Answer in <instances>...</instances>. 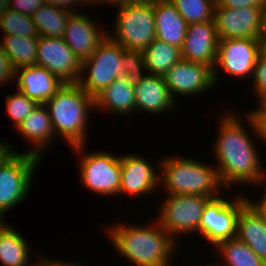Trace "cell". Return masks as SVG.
Instances as JSON below:
<instances>
[{
    "label": "cell",
    "mask_w": 266,
    "mask_h": 266,
    "mask_svg": "<svg viewBox=\"0 0 266 266\" xmlns=\"http://www.w3.org/2000/svg\"><path fill=\"white\" fill-rule=\"evenodd\" d=\"M225 114L218 123L219 135L213 146L217 158L216 170L223 187L230 189L232 184L262 185L265 177L262 161L248 130L243 127L238 115ZM218 166V167H217Z\"/></svg>",
    "instance_id": "1"
},
{
    "label": "cell",
    "mask_w": 266,
    "mask_h": 266,
    "mask_svg": "<svg viewBox=\"0 0 266 266\" xmlns=\"http://www.w3.org/2000/svg\"><path fill=\"white\" fill-rule=\"evenodd\" d=\"M154 223L109 226L112 246L136 266H170L177 239L174 240L156 220Z\"/></svg>",
    "instance_id": "2"
},
{
    "label": "cell",
    "mask_w": 266,
    "mask_h": 266,
    "mask_svg": "<svg viewBox=\"0 0 266 266\" xmlns=\"http://www.w3.org/2000/svg\"><path fill=\"white\" fill-rule=\"evenodd\" d=\"M49 112L55 136L62 137L71 147L86 145L88 112L94 98L78 83H65L44 104Z\"/></svg>",
    "instance_id": "3"
},
{
    "label": "cell",
    "mask_w": 266,
    "mask_h": 266,
    "mask_svg": "<svg viewBox=\"0 0 266 266\" xmlns=\"http://www.w3.org/2000/svg\"><path fill=\"white\" fill-rule=\"evenodd\" d=\"M159 163V183L163 181L166 195H204L211 199L217 197L224 188L215 165L211 167L181 156L165 157Z\"/></svg>",
    "instance_id": "4"
},
{
    "label": "cell",
    "mask_w": 266,
    "mask_h": 266,
    "mask_svg": "<svg viewBox=\"0 0 266 266\" xmlns=\"http://www.w3.org/2000/svg\"><path fill=\"white\" fill-rule=\"evenodd\" d=\"M114 33L108 36L124 49L143 52L156 38L153 0L118 6Z\"/></svg>",
    "instance_id": "5"
},
{
    "label": "cell",
    "mask_w": 266,
    "mask_h": 266,
    "mask_svg": "<svg viewBox=\"0 0 266 266\" xmlns=\"http://www.w3.org/2000/svg\"><path fill=\"white\" fill-rule=\"evenodd\" d=\"M122 54L123 47L107 35L94 53L82 62L78 84L94 98L116 78L126 77Z\"/></svg>",
    "instance_id": "6"
},
{
    "label": "cell",
    "mask_w": 266,
    "mask_h": 266,
    "mask_svg": "<svg viewBox=\"0 0 266 266\" xmlns=\"http://www.w3.org/2000/svg\"><path fill=\"white\" fill-rule=\"evenodd\" d=\"M85 144L72 149L81 157L80 183L89 191L102 196H117L121 180L120 156L109 152H86Z\"/></svg>",
    "instance_id": "7"
},
{
    "label": "cell",
    "mask_w": 266,
    "mask_h": 266,
    "mask_svg": "<svg viewBox=\"0 0 266 266\" xmlns=\"http://www.w3.org/2000/svg\"><path fill=\"white\" fill-rule=\"evenodd\" d=\"M41 159L25 151L14 153L0 166V216L28 197Z\"/></svg>",
    "instance_id": "8"
},
{
    "label": "cell",
    "mask_w": 266,
    "mask_h": 266,
    "mask_svg": "<svg viewBox=\"0 0 266 266\" xmlns=\"http://www.w3.org/2000/svg\"><path fill=\"white\" fill-rule=\"evenodd\" d=\"M234 198L231 201L219 195L205 204L199 233L215 247L222 241L236 237L238 215L248 201L246 194Z\"/></svg>",
    "instance_id": "9"
},
{
    "label": "cell",
    "mask_w": 266,
    "mask_h": 266,
    "mask_svg": "<svg viewBox=\"0 0 266 266\" xmlns=\"http://www.w3.org/2000/svg\"><path fill=\"white\" fill-rule=\"evenodd\" d=\"M160 204L156 221L175 240L177 235L199 232L205 204L204 195H167Z\"/></svg>",
    "instance_id": "10"
},
{
    "label": "cell",
    "mask_w": 266,
    "mask_h": 266,
    "mask_svg": "<svg viewBox=\"0 0 266 266\" xmlns=\"http://www.w3.org/2000/svg\"><path fill=\"white\" fill-rule=\"evenodd\" d=\"M262 52L260 39L232 38L219 40L216 68L213 69L215 86L219 79L218 67L235 79H245L253 76L254 66L259 54ZM218 71V72H217Z\"/></svg>",
    "instance_id": "11"
},
{
    "label": "cell",
    "mask_w": 266,
    "mask_h": 266,
    "mask_svg": "<svg viewBox=\"0 0 266 266\" xmlns=\"http://www.w3.org/2000/svg\"><path fill=\"white\" fill-rule=\"evenodd\" d=\"M37 65L64 83H78L80 79L82 63L63 38L39 36Z\"/></svg>",
    "instance_id": "12"
},
{
    "label": "cell",
    "mask_w": 266,
    "mask_h": 266,
    "mask_svg": "<svg viewBox=\"0 0 266 266\" xmlns=\"http://www.w3.org/2000/svg\"><path fill=\"white\" fill-rule=\"evenodd\" d=\"M264 11L243 7L230 9L215 4L214 21L219 40L232 38L260 39Z\"/></svg>",
    "instance_id": "13"
},
{
    "label": "cell",
    "mask_w": 266,
    "mask_h": 266,
    "mask_svg": "<svg viewBox=\"0 0 266 266\" xmlns=\"http://www.w3.org/2000/svg\"><path fill=\"white\" fill-rule=\"evenodd\" d=\"M170 95L177 102V96H194L215 86L213 70L202 63L181 60L164 75Z\"/></svg>",
    "instance_id": "14"
},
{
    "label": "cell",
    "mask_w": 266,
    "mask_h": 266,
    "mask_svg": "<svg viewBox=\"0 0 266 266\" xmlns=\"http://www.w3.org/2000/svg\"><path fill=\"white\" fill-rule=\"evenodd\" d=\"M219 37L214 20L193 23L187 26L182 59L190 62L202 63L215 68Z\"/></svg>",
    "instance_id": "15"
},
{
    "label": "cell",
    "mask_w": 266,
    "mask_h": 266,
    "mask_svg": "<svg viewBox=\"0 0 266 266\" xmlns=\"http://www.w3.org/2000/svg\"><path fill=\"white\" fill-rule=\"evenodd\" d=\"M137 154L120 155L121 180L119 195H147L159 187V175L152 163Z\"/></svg>",
    "instance_id": "16"
},
{
    "label": "cell",
    "mask_w": 266,
    "mask_h": 266,
    "mask_svg": "<svg viewBox=\"0 0 266 266\" xmlns=\"http://www.w3.org/2000/svg\"><path fill=\"white\" fill-rule=\"evenodd\" d=\"M97 25L80 11L73 12L68 19L63 39L81 63L94 53L108 35L106 30H100Z\"/></svg>",
    "instance_id": "17"
},
{
    "label": "cell",
    "mask_w": 266,
    "mask_h": 266,
    "mask_svg": "<svg viewBox=\"0 0 266 266\" xmlns=\"http://www.w3.org/2000/svg\"><path fill=\"white\" fill-rule=\"evenodd\" d=\"M18 91L38 104H45L65 84L45 67L32 65L15 69Z\"/></svg>",
    "instance_id": "18"
},
{
    "label": "cell",
    "mask_w": 266,
    "mask_h": 266,
    "mask_svg": "<svg viewBox=\"0 0 266 266\" xmlns=\"http://www.w3.org/2000/svg\"><path fill=\"white\" fill-rule=\"evenodd\" d=\"M136 113L145 111L149 114L165 113L175 108L177 103L170 95L164 76L146 74L142 81L133 85ZM140 109V110H139Z\"/></svg>",
    "instance_id": "19"
},
{
    "label": "cell",
    "mask_w": 266,
    "mask_h": 266,
    "mask_svg": "<svg viewBox=\"0 0 266 266\" xmlns=\"http://www.w3.org/2000/svg\"><path fill=\"white\" fill-rule=\"evenodd\" d=\"M16 130L34 146L27 153L40 159L44 150L50 146L49 143L56 137L48 109L44 104H38Z\"/></svg>",
    "instance_id": "20"
},
{
    "label": "cell",
    "mask_w": 266,
    "mask_h": 266,
    "mask_svg": "<svg viewBox=\"0 0 266 266\" xmlns=\"http://www.w3.org/2000/svg\"><path fill=\"white\" fill-rule=\"evenodd\" d=\"M156 39L183 47L188 23L170 0H153Z\"/></svg>",
    "instance_id": "21"
},
{
    "label": "cell",
    "mask_w": 266,
    "mask_h": 266,
    "mask_svg": "<svg viewBox=\"0 0 266 266\" xmlns=\"http://www.w3.org/2000/svg\"><path fill=\"white\" fill-rule=\"evenodd\" d=\"M103 109V110H102ZM129 115L136 111L133 85L127 77L116 78L108 87L94 97V109Z\"/></svg>",
    "instance_id": "22"
},
{
    "label": "cell",
    "mask_w": 266,
    "mask_h": 266,
    "mask_svg": "<svg viewBox=\"0 0 266 266\" xmlns=\"http://www.w3.org/2000/svg\"><path fill=\"white\" fill-rule=\"evenodd\" d=\"M236 237L266 262V221L247 203L237 219Z\"/></svg>",
    "instance_id": "23"
},
{
    "label": "cell",
    "mask_w": 266,
    "mask_h": 266,
    "mask_svg": "<svg viewBox=\"0 0 266 266\" xmlns=\"http://www.w3.org/2000/svg\"><path fill=\"white\" fill-rule=\"evenodd\" d=\"M146 73L164 76L169 69L182 60L181 48L154 39L142 52Z\"/></svg>",
    "instance_id": "24"
},
{
    "label": "cell",
    "mask_w": 266,
    "mask_h": 266,
    "mask_svg": "<svg viewBox=\"0 0 266 266\" xmlns=\"http://www.w3.org/2000/svg\"><path fill=\"white\" fill-rule=\"evenodd\" d=\"M29 247L24 237L8 224L0 231V263L3 266H28Z\"/></svg>",
    "instance_id": "25"
},
{
    "label": "cell",
    "mask_w": 266,
    "mask_h": 266,
    "mask_svg": "<svg viewBox=\"0 0 266 266\" xmlns=\"http://www.w3.org/2000/svg\"><path fill=\"white\" fill-rule=\"evenodd\" d=\"M39 37L6 35L0 46L7 54L14 69L37 65Z\"/></svg>",
    "instance_id": "26"
},
{
    "label": "cell",
    "mask_w": 266,
    "mask_h": 266,
    "mask_svg": "<svg viewBox=\"0 0 266 266\" xmlns=\"http://www.w3.org/2000/svg\"><path fill=\"white\" fill-rule=\"evenodd\" d=\"M73 12L63 8L43 4L33 15L39 36L63 38L70 15Z\"/></svg>",
    "instance_id": "27"
},
{
    "label": "cell",
    "mask_w": 266,
    "mask_h": 266,
    "mask_svg": "<svg viewBox=\"0 0 266 266\" xmlns=\"http://www.w3.org/2000/svg\"><path fill=\"white\" fill-rule=\"evenodd\" d=\"M216 248V252L225 261V266H266V262L237 237L220 242Z\"/></svg>",
    "instance_id": "28"
},
{
    "label": "cell",
    "mask_w": 266,
    "mask_h": 266,
    "mask_svg": "<svg viewBox=\"0 0 266 266\" xmlns=\"http://www.w3.org/2000/svg\"><path fill=\"white\" fill-rule=\"evenodd\" d=\"M0 30L3 36H27L39 37L36 24L33 22L32 16L19 13L17 11L8 9L0 17Z\"/></svg>",
    "instance_id": "29"
},
{
    "label": "cell",
    "mask_w": 266,
    "mask_h": 266,
    "mask_svg": "<svg viewBox=\"0 0 266 266\" xmlns=\"http://www.w3.org/2000/svg\"><path fill=\"white\" fill-rule=\"evenodd\" d=\"M189 24L214 20L215 4L211 0H170Z\"/></svg>",
    "instance_id": "30"
},
{
    "label": "cell",
    "mask_w": 266,
    "mask_h": 266,
    "mask_svg": "<svg viewBox=\"0 0 266 266\" xmlns=\"http://www.w3.org/2000/svg\"><path fill=\"white\" fill-rule=\"evenodd\" d=\"M37 105L38 103L35 100L28 98L21 91L17 90L14 95H7L6 111L10 118H12L15 129Z\"/></svg>",
    "instance_id": "31"
},
{
    "label": "cell",
    "mask_w": 266,
    "mask_h": 266,
    "mask_svg": "<svg viewBox=\"0 0 266 266\" xmlns=\"http://www.w3.org/2000/svg\"><path fill=\"white\" fill-rule=\"evenodd\" d=\"M122 62L125 68V74L131 85L139 84L143 77L147 74L144 64L143 53L137 50L124 49L122 54Z\"/></svg>",
    "instance_id": "32"
},
{
    "label": "cell",
    "mask_w": 266,
    "mask_h": 266,
    "mask_svg": "<svg viewBox=\"0 0 266 266\" xmlns=\"http://www.w3.org/2000/svg\"><path fill=\"white\" fill-rule=\"evenodd\" d=\"M258 108L255 110L252 109L248 115H246L249 124L251 127V132L255 133L256 138L265 141L266 143V98L258 100ZM266 145V144H265Z\"/></svg>",
    "instance_id": "33"
},
{
    "label": "cell",
    "mask_w": 266,
    "mask_h": 266,
    "mask_svg": "<svg viewBox=\"0 0 266 266\" xmlns=\"http://www.w3.org/2000/svg\"><path fill=\"white\" fill-rule=\"evenodd\" d=\"M252 77L257 98L259 100L266 98V55L263 52L257 58Z\"/></svg>",
    "instance_id": "34"
},
{
    "label": "cell",
    "mask_w": 266,
    "mask_h": 266,
    "mask_svg": "<svg viewBox=\"0 0 266 266\" xmlns=\"http://www.w3.org/2000/svg\"><path fill=\"white\" fill-rule=\"evenodd\" d=\"M44 3V0H10L9 9L32 16Z\"/></svg>",
    "instance_id": "35"
},
{
    "label": "cell",
    "mask_w": 266,
    "mask_h": 266,
    "mask_svg": "<svg viewBox=\"0 0 266 266\" xmlns=\"http://www.w3.org/2000/svg\"><path fill=\"white\" fill-rule=\"evenodd\" d=\"M14 75L15 69L11 64L9 57L0 46V84L15 80Z\"/></svg>",
    "instance_id": "36"
},
{
    "label": "cell",
    "mask_w": 266,
    "mask_h": 266,
    "mask_svg": "<svg viewBox=\"0 0 266 266\" xmlns=\"http://www.w3.org/2000/svg\"><path fill=\"white\" fill-rule=\"evenodd\" d=\"M221 6L230 9H239L243 7L266 9V0H221Z\"/></svg>",
    "instance_id": "37"
},
{
    "label": "cell",
    "mask_w": 266,
    "mask_h": 266,
    "mask_svg": "<svg viewBox=\"0 0 266 266\" xmlns=\"http://www.w3.org/2000/svg\"><path fill=\"white\" fill-rule=\"evenodd\" d=\"M44 3L45 4H50V5L54 6V7H59V8L66 9V10L71 11V12H75L76 11V10H74L75 9L74 7H76V5H77V7H79V6L81 7V5L84 6V7L86 5L87 6H89V5L91 6L90 0H44ZM72 5H74V6H72Z\"/></svg>",
    "instance_id": "38"
},
{
    "label": "cell",
    "mask_w": 266,
    "mask_h": 266,
    "mask_svg": "<svg viewBox=\"0 0 266 266\" xmlns=\"http://www.w3.org/2000/svg\"><path fill=\"white\" fill-rule=\"evenodd\" d=\"M262 200L252 201L250 198H247L248 203L254 208V210L266 221V188L264 193H262ZM258 201V202H257Z\"/></svg>",
    "instance_id": "39"
},
{
    "label": "cell",
    "mask_w": 266,
    "mask_h": 266,
    "mask_svg": "<svg viewBox=\"0 0 266 266\" xmlns=\"http://www.w3.org/2000/svg\"><path fill=\"white\" fill-rule=\"evenodd\" d=\"M11 148L7 141L6 143L0 141V166L15 153Z\"/></svg>",
    "instance_id": "40"
},
{
    "label": "cell",
    "mask_w": 266,
    "mask_h": 266,
    "mask_svg": "<svg viewBox=\"0 0 266 266\" xmlns=\"http://www.w3.org/2000/svg\"><path fill=\"white\" fill-rule=\"evenodd\" d=\"M141 0H90L91 6L99 4L101 6V4L106 3V5L108 6V4H110L109 6H119V5H123V4H127V3H135ZM93 4V5H92Z\"/></svg>",
    "instance_id": "41"
},
{
    "label": "cell",
    "mask_w": 266,
    "mask_h": 266,
    "mask_svg": "<svg viewBox=\"0 0 266 266\" xmlns=\"http://www.w3.org/2000/svg\"><path fill=\"white\" fill-rule=\"evenodd\" d=\"M40 255V259L41 261H38L37 263H34L33 265L29 264L28 266H56V260H48V258L44 259V257H42Z\"/></svg>",
    "instance_id": "42"
},
{
    "label": "cell",
    "mask_w": 266,
    "mask_h": 266,
    "mask_svg": "<svg viewBox=\"0 0 266 266\" xmlns=\"http://www.w3.org/2000/svg\"><path fill=\"white\" fill-rule=\"evenodd\" d=\"M261 42H266V9L263 13L262 33L260 37Z\"/></svg>",
    "instance_id": "43"
},
{
    "label": "cell",
    "mask_w": 266,
    "mask_h": 266,
    "mask_svg": "<svg viewBox=\"0 0 266 266\" xmlns=\"http://www.w3.org/2000/svg\"><path fill=\"white\" fill-rule=\"evenodd\" d=\"M10 0H0V17L9 9Z\"/></svg>",
    "instance_id": "44"
},
{
    "label": "cell",
    "mask_w": 266,
    "mask_h": 266,
    "mask_svg": "<svg viewBox=\"0 0 266 266\" xmlns=\"http://www.w3.org/2000/svg\"><path fill=\"white\" fill-rule=\"evenodd\" d=\"M56 266H82L81 264H78V262L75 264L74 262H72V263H64V261L62 262V261H57L56 260Z\"/></svg>",
    "instance_id": "45"
},
{
    "label": "cell",
    "mask_w": 266,
    "mask_h": 266,
    "mask_svg": "<svg viewBox=\"0 0 266 266\" xmlns=\"http://www.w3.org/2000/svg\"><path fill=\"white\" fill-rule=\"evenodd\" d=\"M4 217L0 216V231L7 225L5 223Z\"/></svg>",
    "instance_id": "46"
},
{
    "label": "cell",
    "mask_w": 266,
    "mask_h": 266,
    "mask_svg": "<svg viewBox=\"0 0 266 266\" xmlns=\"http://www.w3.org/2000/svg\"><path fill=\"white\" fill-rule=\"evenodd\" d=\"M262 43V52L266 55V42H261Z\"/></svg>",
    "instance_id": "47"
},
{
    "label": "cell",
    "mask_w": 266,
    "mask_h": 266,
    "mask_svg": "<svg viewBox=\"0 0 266 266\" xmlns=\"http://www.w3.org/2000/svg\"><path fill=\"white\" fill-rule=\"evenodd\" d=\"M214 4H218L221 2V0H211Z\"/></svg>",
    "instance_id": "48"
}]
</instances>
